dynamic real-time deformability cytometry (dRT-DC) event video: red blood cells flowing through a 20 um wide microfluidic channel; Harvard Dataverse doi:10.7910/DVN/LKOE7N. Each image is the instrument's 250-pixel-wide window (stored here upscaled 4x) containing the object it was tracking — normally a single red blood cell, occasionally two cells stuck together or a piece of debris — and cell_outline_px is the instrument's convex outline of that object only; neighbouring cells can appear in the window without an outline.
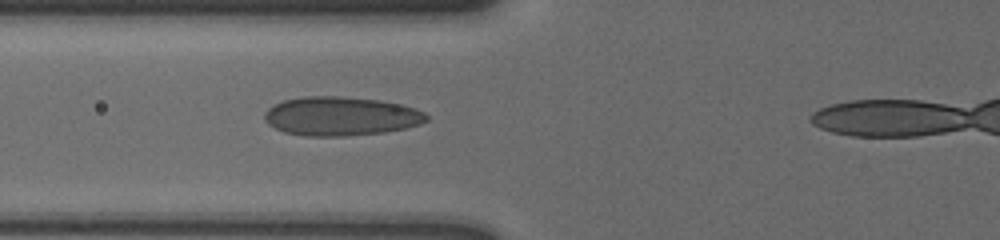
{"species": "human", "species_latin": "Homo sapiens", "temperature_condition": "cold", "stored_images_in_passage": 46, "camera_frame_rate_fps": 3000, "um_per_image_px": 0.085, "donor": {"sex": "male"}, "frame": {"image": 1, "passage_image": 17, "time_ms": 5.333, "image_size_px": [1000, 240], "cell_outline_px": [[428, 120], [420, 124], [404, 128], [384, 132], [344, 136], [304, 136], [284, 132], [268, 124], [264, 120], [264, 112], [272, 104], [284, 100], [304, 96], [340, 96], [380, 100], [400, 104], [416, 108], [424, 112], [428, 116]], "centroid_in_image_um": [28.95, 9.87], "position_along_channel_um": 96.9, "area_um2": 36.93}}
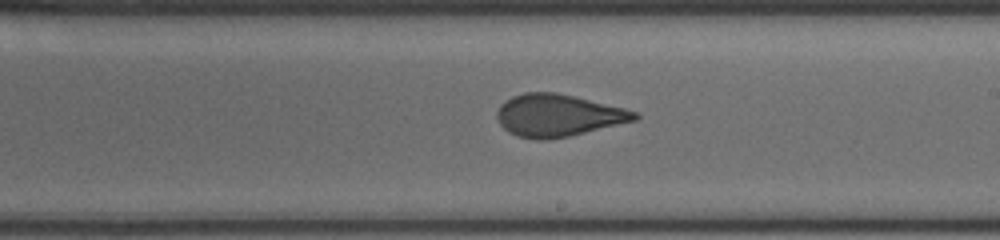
{"frame": {"image": 2, "passage_image": 29, "time_ms": 9.333, "image_size_px": [1000, 240], "cell_outline_px": [[640, 116], [636, 120], [568, 136], [548, 140], [536, 140], [516, 136], [508, 132], [500, 124], [496, 116], [496, 112], [500, 104], [504, 100], [512, 96], [524, 92], [556, 92], [624, 108], [636, 112]], "centroid_in_image_um": [47.37, 9.81], "position_along_channel_um": 241.6, "area_um2": 33.81}}
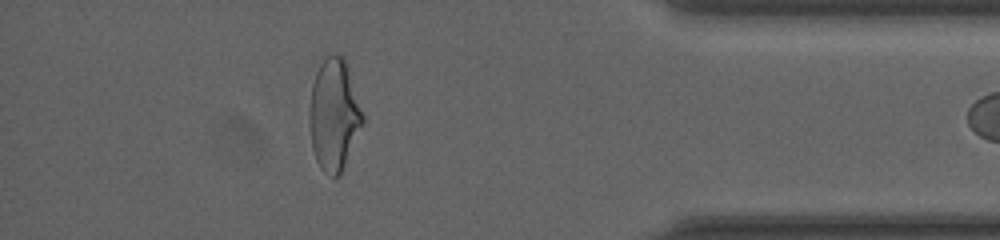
{"frame": {"image": 3, "passage_image": 45, "time_ms": 14.667, "image_size_px": [1000, 240], "cell_outline_px": [[364, 120], [340, 176], [332, 176], [324, 172], [320, 168], [316, 160], [312, 148], [308, 116], [312, 84], [316, 72], [320, 64], [332, 52], [344, 56], [364, 116]], "centroid_in_image_um": [28.37, 9.75], "position_along_channel_um": 406.8, "area_um2": 34.56}}